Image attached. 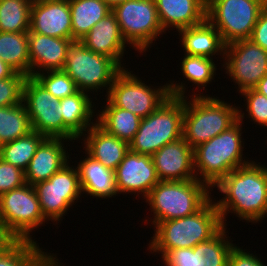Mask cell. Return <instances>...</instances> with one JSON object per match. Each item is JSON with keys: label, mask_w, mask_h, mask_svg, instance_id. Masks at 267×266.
Returning a JSON list of instances; mask_svg holds the SVG:
<instances>
[{"label": "cell", "mask_w": 267, "mask_h": 266, "mask_svg": "<svg viewBox=\"0 0 267 266\" xmlns=\"http://www.w3.org/2000/svg\"><path fill=\"white\" fill-rule=\"evenodd\" d=\"M209 188L207 184L197 179L159 181L151 189L145 202L149 204L154 215L151 224L155 226L161 221L196 213L211 199Z\"/></svg>", "instance_id": "5b68a950"}, {"label": "cell", "mask_w": 267, "mask_h": 266, "mask_svg": "<svg viewBox=\"0 0 267 266\" xmlns=\"http://www.w3.org/2000/svg\"><path fill=\"white\" fill-rule=\"evenodd\" d=\"M34 78L58 100L75 94L78 89L75 82L64 70H51L36 74Z\"/></svg>", "instance_id": "e575fe53"}, {"label": "cell", "mask_w": 267, "mask_h": 266, "mask_svg": "<svg viewBox=\"0 0 267 266\" xmlns=\"http://www.w3.org/2000/svg\"><path fill=\"white\" fill-rule=\"evenodd\" d=\"M84 134L85 153L113 171L130 150L129 143L107 133L97 123Z\"/></svg>", "instance_id": "603a6c76"}, {"label": "cell", "mask_w": 267, "mask_h": 266, "mask_svg": "<svg viewBox=\"0 0 267 266\" xmlns=\"http://www.w3.org/2000/svg\"><path fill=\"white\" fill-rule=\"evenodd\" d=\"M68 162L48 180L33 185L43 216L53 223L62 220L82 193L77 167Z\"/></svg>", "instance_id": "7c38bea8"}, {"label": "cell", "mask_w": 267, "mask_h": 266, "mask_svg": "<svg viewBox=\"0 0 267 266\" xmlns=\"http://www.w3.org/2000/svg\"><path fill=\"white\" fill-rule=\"evenodd\" d=\"M114 172L118 194L137 193L146 199L151 189L160 181L152 157L130 150Z\"/></svg>", "instance_id": "9a60e30c"}, {"label": "cell", "mask_w": 267, "mask_h": 266, "mask_svg": "<svg viewBox=\"0 0 267 266\" xmlns=\"http://www.w3.org/2000/svg\"><path fill=\"white\" fill-rule=\"evenodd\" d=\"M29 31L72 40L69 0H33Z\"/></svg>", "instance_id": "2e32d148"}, {"label": "cell", "mask_w": 267, "mask_h": 266, "mask_svg": "<svg viewBox=\"0 0 267 266\" xmlns=\"http://www.w3.org/2000/svg\"><path fill=\"white\" fill-rule=\"evenodd\" d=\"M224 226L214 237L193 247L196 266H228L229 255L235 244L226 236Z\"/></svg>", "instance_id": "f546056e"}, {"label": "cell", "mask_w": 267, "mask_h": 266, "mask_svg": "<svg viewBox=\"0 0 267 266\" xmlns=\"http://www.w3.org/2000/svg\"><path fill=\"white\" fill-rule=\"evenodd\" d=\"M267 0H207L206 19L220 33L225 45L250 39Z\"/></svg>", "instance_id": "30bf717a"}, {"label": "cell", "mask_w": 267, "mask_h": 266, "mask_svg": "<svg viewBox=\"0 0 267 266\" xmlns=\"http://www.w3.org/2000/svg\"><path fill=\"white\" fill-rule=\"evenodd\" d=\"M222 65L225 72L238 85L241 93L254 89L267 74V51L251 39H241L225 45Z\"/></svg>", "instance_id": "4fadbf2b"}, {"label": "cell", "mask_w": 267, "mask_h": 266, "mask_svg": "<svg viewBox=\"0 0 267 266\" xmlns=\"http://www.w3.org/2000/svg\"><path fill=\"white\" fill-rule=\"evenodd\" d=\"M12 239L0 236V251L11 241Z\"/></svg>", "instance_id": "f6af8a7d"}, {"label": "cell", "mask_w": 267, "mask_h": 266, "mask_svg": "<svg viewBox=\"0 0 267 266\" xmlns=\"http://www.w3.org/2000/svg\"><path fill=\"white\" fill-rule=\"evenodd\" d=\"M238 108V120L232 126L194 148L195 177L211 189L231 171L250 163L245 158L243 160L241 122L244 113Z\"/></svg>", "instance_id": "7a4b0ae2"}, {"label": "cell", "mask_w": 267, "mask_h": 266, "mask_svg": "<svg viewBox=\"0 0 267 266\" xmlns=\"http://www.w3.org/2000/svg\"><path fill=\"white\" fill-rule=\"evenodd\" d=\"M126 43L140 53L165 33L159 22L155 0H126L112 7Z\"/></svg>", "instance_id": "8fae6325"}, {"label": "cell", "mask_w": 267, "mask_h": 266, "mask_svg": "<svg viewBox=\"0 0 267 266\" xmlns=\"http://www.w3.org/2000/svg\"><path fill=\"white\" fill-rule=\"evenodd\" d=\"M151 157L160 181L196 179L194 149L183 138L164 145Z\"/></svg>", "instance_id": "e0dca14e"}, {"label": "cell", "mask_w": 267, "mask_h": 266, "mask_svg": "<svg viewBox=\"0 0 267 266\" xmlns=\"http://www.w3.org/2000/svg\"><path fill=\"white\" fill-rule=\"evenodd\" d=\"M122 69L114 78L107 99L115 106L146 118L157 110L170 96L182 98L186 95L185 83H170L159 88L147 86L142 80Z\"/></svg>", "instance_id": "8992f818"}, {"label": "cell", "mask_w": 267, "mask_h": 266, "mask_svg": "<svg viewBox=\"0 0 267 266\" xmlns=\"http://www.w3.org/2000/svg\"><path fill=\"white\" fill-rule=\"evenodd\" d=\"M24 184L25 172L0 158V196Z\"/></svg>", "instance_id": "74e56055"}, {"label": "cell", "mask_w": 267, "mask_h": 266, "mask_svg": "<svg viewBox=\"0 0 267 266\" xmlns=\"http://www.w3.org/2000/svg\"><path fill=\"white\" fill-rule=\"evenodd\" d=\"M0 59L16 73L29 77L28 32H0Z\"/></svg>", "instance_id": "83f0119b"}, {"label": "cell", "mask_w": 267, "mask_h": 266, "mask_svg": "<svg viewBox=\"0 0 267 266\" xmlns=\"http://www.w3.org/2000/svg\"><path fill=\"white\" fill-rule=\"evenodd\" d=\"M254 89L259 93L267 96V74L258 82L257 86Z\"/></svg>", "instance_id": "7bdbcfd3"}, {"label": "cell", "mask_w": 267, "mask_h": 266, "mask_svg": "<svg viewBox=\"0 0 267 266\" xmlns=\"http://www.w3.org/2000/svg\"><path fill=\"white\" fill-rule=\"evenodd\" d=\"M162 260L166 266H196L193 248L171 249Z\"/></svg>", "instance_id": "f35d334b"}, {"label": "cell", "mask_w": 267, "mask_h": 266, "mask_svg": "<svg viewBox=\"0 0 267 266\" xmlns=\"http://www.w3.org/2000/svg\"><path fill=\"white\" fill-rule=\"evenodd\" d=\"M106 107L98 110L96 123L107 133L130 143L137 133L141 118L128 110L115 107L106 98Z\"/></svg>", "instance_id": "484cf974"}, {"label": "cell", "mask_w": 267, "mask_h": 266, "mask_svg": "<svg viewBox=\"0 0 267 266\" xmlns=\"http://www.w3.org/2000/svg\"><path fill=\"white\" fill-rule=\"evenodd\" d=\"M163 31L181 30L198 25L206 19L207 0H155Z\"/></svg>", "instance_id": "44dd1931"}, {"label": "cell", "mask_w": 267, "mask_h": 266, "mask_svg": "<svg viewBox=\"0 0 267 266\" xmlns=\"http://www.w3.org/2000/svg\"><path fill=\"white\" fill-rule=\"evenodd\" d=\"M228 266H266L262 263L261 259L256 257V254L245 252L238 246H233L230 255Z\"/></svg>", "instance_id": "ab89813d"}, {"label": "cell", "mask_w": 267, "mask_h": 266, "mask_svg": "<svg viewBox=\"0 0 267 266\" xmlns=\"http://www.w3.org/2000/svg\"><path fill=\"white\" fill-rule=\"evenodd\" d=\"M192 96L191 101L184 96L182 138L194 149L232 126L238 120V107L210 95Z\"/></svg>", "instance_id": "277c9868"}, {"label": "cell", "mask_w": 267, "mask_h": 266, "mask_svg": "<svg viewBox=\"0 0 267 266\" xmlns=\"http://www.w3.org/2000/svg\"><path fill=\"white\" fill-rule=\"evenodd\" d=\"M71 41L28 31L30 77L44 71L63 70Z\"/></svg>", "instance_id": "ac0fdd59"}, {"label": "cell", "mask_w": 267, "mask_h": 266, "mask_svg": "<svg viewBox=\"0 0 267 266\" xmlns=\"http://www.w3.org/2000/svg\"><path fill=\"white\" fill-rule=\"evenodd\" d=\"M66 140V141H64ZM65 138L46 137L37 147L25 172V181L29 185L48 180L69 162V154L66 153L62 142Z\"/></svg>", "instance_id": "d6986e66"}, {"label": "cell", "mask_w": 267, "mask_h": 266, "mask_svg": "<svg viewBox=\"0 0 267 266\" xmlns=\"http://www.w3.org/2000/svg\"><path fill=\"white\" fill-rule=\"evenodd\" d=\"M103 1L106 2L112 8L115 5L122 3L123 1H126V0H103Z\"/></svg>", "instance_id": "bcb514c9"}, {"label": "cell", "mask_w": 267, "mask_h": 266, "mask_svg": "<svg viewBox=\"0 0 267 266\" xmlns=\"http://www.w3.org/2000/svg\"><path fill=\"white\" fill-rule=\"evenodd\" d=\"M91 99L88 93L78 90L75 94L59 100L63 117V138L71 142L81 139L82 135L95 124L91 122L95 113Z\"/></svg>", "instance_id": "7402d4cb"}, {"label": "cell", "mask_w": 267, "mask_h": 266, "mask_svg": "<svg viewBox=\"0 0 267 266\" xmlns=\"http://www.w3.org/2000/svg\"><path fill=\"white\" fill-rule=\"evenodd\" d=\"M56 255H51L43 264L42 266H63L58 262V259H56Z\"/></svg>", "instance_id": "ee69618b"}, {"label": "cell", "mask_w": 267, "mask_h": 266, "mask_svg": "<svg viewBox=\"0 0 267 266\" xmlns=\"http://www.w3.org/2000/svg\"><path fill=\"white\" fill-rule=\"evenodd\" d=\"M33 0H0V32H28Z\"/></svg>", "instance_id": "d6a6232c"}, {"label": "cell", "mask_w": 267, "mask_h": 266, "mask_svg": "<svg viewBox=\"0 0 267 266\" xmlns=\"http://www.w3.org/2000/svg\"><path fill=\"white\" fill-rule=\"evenodd\" d=\"M87 49L112 58L120 67L127 45L115 14L111 11L81 39Z\"/></svg>", "instance_id": "ffe728a7"}, {"label": "cell", "mask_w": 267, "mask_h": 266, "mask_svg": "<svg viewBox=\"0 0 267 266\" xmlns=\"http://www.w3.org/2000/svg\"><path fill=\"white\" fill-rule=\"evenodd\" d=\"M184 97H169L157 110L140 121L131 152L152 156L164 145L182 138Z\"/></svg>", "instance_id": "52a82bcc"}, {"label": "cell", "mask_w": 267, "mask_h": 266, "mask_svg": "<svg viewBox=\"0 0 267 266\" xmlns=\"http://www.w3.org/2000/svg\"><path fill=\"white\" fill-rule=\"evenodd\" d=\"M250 160L226 175L215 187L225 194L215 202L223 225L228 213L241 220L255 222L267 216V167Z\"/></svg>", "instance_id": "6da1fadb"}, {"label": "cell", "mask_w": 267, "mask_h": 266, "mask_svg": "<svg viewBox=\"0 0 267 266\" xmlns=\"http://www.w3.org/2000/svg\"><path fill=\"white\" fill-rule=\"evenodd\" d=\"M250 39L267 51V5L260 12Z\"/></svg>", "instance_id": "60d3db41"}, {"label": "cell", "mask_w": 267, "mask_h": 266, "mask_svg": "<svg viewBox=\"0 0 267 266\" xmlns=\"http://www.w3.org/2000/svg\"><path fill=\"white\" fill-rule=\"evenodd\" d=\"M46 137L36 131L20 137L0 147V158L25 171L37 147Z\"/></svg>", "instance_id": "1f68e13d"}, {"label": "cell", "mask_w": 267, "mask_h": 266, "mask_svg": "<svg viewBox=\"0 0 267 266\" xmlns=\"http://www.w3.org/2000/svg\"><path fill=\"white\" fill-rule=\"evenodd\" d=\"M15 71L0 59V80L10 78Z\"/></svg>", "instance_id": "b9f144b4"}, {"label": "cell", "mask_w": 267, "mask_h": 266, "mask_svg": "<svg viewBox=\"0 0 267 266\" xmlns=\"http://www.w3.org/2000/svg\"><path fill=\"white\" fill-rule=\"evenodd\" d=\"M82 192L95 198H110L118 194L115 172L87 154L78 165Z\"/></svg>", "instance_id": "d4e9b609"}, {"label": "cell", "mask_w": 267, "mask_h": 266, "mask_svg": "<svg viewBox=\"0 0 267 266\" xmlns=\"http://www.w3.org/2000/svg\"><path fill=\"white\" fill-rule=\"evenodd\" d=\"M36 242L11 240L0 251V266H42L51 255L42 251Z\"/></svg>", "instance_id": "f1b7e54d"}, {"label": "cell", "mask_w": 267, "mask_h": 266, "mask_svg": "<svg viewBox=\"0 0 267 266\" xmlns=\"http://www.w3.org/2000/svg\"><path fill=\"white\" fill-rule=\"evenodd\" d=\"M26 78L15 72L10 78L0 80V108L23 102V86Z\"/></svg>", "instance_id": "d590c367"}, {"label": "cell", "mask_w": 267, "mask_h": 266, "mask_svg": "<svg viewBox=\"0 0 267 266\" xmlns=\"http://www.w3.org/2000/svg\"><path fill=\"white\" fill-rule=\"evenodd\" d=\"M72 40L83 39L92 27L112 11L103 0H69Z\"/></svg>", "instance_id": "4316f807"}, {"label": "cell", "mask_w": 267, "mask_h": 266, "mask_svg": "<svg viewBox=\"0 0 267 266\" xmlns=\"http://www.w3.org/2000/svg\"><path fill=\"white\" fill-rule=\"evenodd\" d=\"M37 193L28 183L0 196V236L12 240H33L32 230L43 225Z\"/></svg>", "instance_id": "ba28073f"}, {"label": "cell", "mask_w": 267, "mask_h": 266, "mask_svg": "<svg viewBox=\"0 0 267 266\" xmlns=\"http://www.w3.org/2000/svg\"><path fill=\"white\" fill-rule=\"evenodd\" d=\"M23 103L32 130L48 138H63V117L59 100L34 77H27L23 86Z\"/></svg>", "instance_id": "5bb4252c"}, {"label": "cell", "mask_w": 267, "mask_h": 266, "mask_svg": "<svg viewBox=\"0 0 267 266\" xmlns=\"http://www.w3.org/2000/svg\"><path fill=\"white\" fill-rule=\"evenodd\" d=\"M240 94L246 98V112L251 121L267 128V96L255 89H248Z\"/></svg>", "instance_id": "8d00e7d4"}, {"label": "cell", "mask_w": 267, "mask_h": 266, "mask_svg": "<svg viewBox=\"0 0 267 266\" xmlns=\"http://www.w3.org/2000/svg\"><path fill=\"white\" fill-rule=\"evenodd\" d=\"M186 55H196L212 58L213 55H222L225 52L220 33L205 19L202 23L178 31ZM220 52V53H219ZM219 53V54H218Z\"/></svg>", "instance_id": "cb8c5ba5"}, {"label": "cell", "mask_w": 267, "mask_h": 266, "mask_svg": "<svg viewBox=\"0 0 267 266\" xmlns=\"http://www.w3.org/2000/svg\"><path fill=\"white\" fill-rule=\"evenodd\" d=\"M223 227L217 205L210 199L192 215L158 222L149 250L163 257L171 249L193 248L214 237Z\"/></svg>", "instance_id": "3957f363"}, {"label": "cell", "mask_w": 267, "mask_h": 266, "mask_svg": "<svg viewBox=\"0 0 267 266\" xmlns=\"http://www.w3.org/2000/svg\"><path fill=\"white\" fill-rule=\"evenodd\" d=\"M31 121L24 103L0 108V145L29 134Z\"/></svg>", "instance_id": "4dcf8cb0"}, {"label": "cell", "mask_w": 267, "mask_h": 266, "mask_svg": "<svg viewBox=\"0 0 267 266\" xmlns=\"http://www.w3.org/2000/svg\"><path fill=\"white\" fill-rule=\"evenodd\" d=\"M120 67L112 58L95 53L84 46L81 40H72L66 53L63 70L82 92H97L105 87L107 95Z\"/></svg>", "instance_id": "9c48e42d"}, {"label": "cell", "mask_w": 267, "mask_h": 266, "mask_svg": "<svg viewBox=\"0 0 267 266\" xmlns=\"http://www.w3.org/2000/svg\"><path fill=\"white\" fill-rule=\"evenodd\" d=\"M216 68V64L211 58L184 54L180 69L184 78L196 84L198 89L199 86L205 89L207 84L214 79Z\"/></svg>", "instance_id": "836d02e7"}]
</instances>
